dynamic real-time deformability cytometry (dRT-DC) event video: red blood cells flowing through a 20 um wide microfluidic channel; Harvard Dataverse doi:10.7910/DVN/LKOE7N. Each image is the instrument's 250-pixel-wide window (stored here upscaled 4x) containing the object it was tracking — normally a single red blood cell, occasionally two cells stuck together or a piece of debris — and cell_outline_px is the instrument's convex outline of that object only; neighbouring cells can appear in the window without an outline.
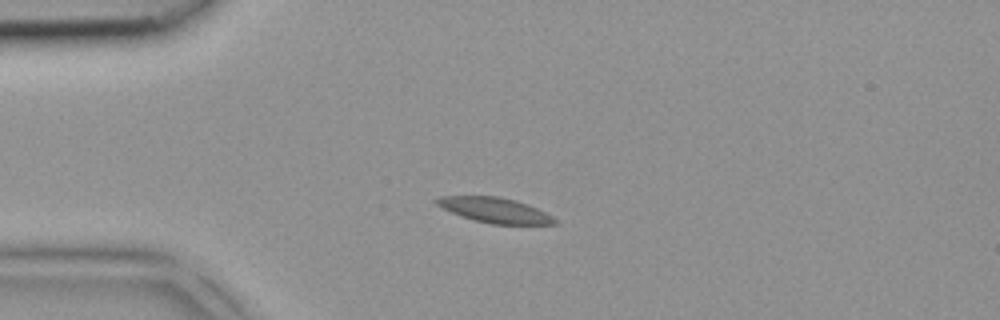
{"species": "common noctule bat (a hibernating species)", "species_latin": "Nyctalus noctula", "temperature_condition": "room temperature", "stored_images_in_passage": 4, "camera_frame_rate_fps": 3000, "um_per_image_px": 0.085, "animal": {"sex": "female", "body_mass_g": 18.4}, "frame": {"image": 1, "passage_image": 3, "time_ms": 0.667, "image_size_px": [1000, 320], "cell_outline_px": [[560, 220], [556, 224], [492, 224], [472, 220], [452, 212], [436, 204], [432, 200], [440, 196], [500, 196], [516, 200], [528, 204]], "centroid_in_image_um": [42.07, 17.86], "position_along_channel_um": 42.9, "area_um2": 17.34}}